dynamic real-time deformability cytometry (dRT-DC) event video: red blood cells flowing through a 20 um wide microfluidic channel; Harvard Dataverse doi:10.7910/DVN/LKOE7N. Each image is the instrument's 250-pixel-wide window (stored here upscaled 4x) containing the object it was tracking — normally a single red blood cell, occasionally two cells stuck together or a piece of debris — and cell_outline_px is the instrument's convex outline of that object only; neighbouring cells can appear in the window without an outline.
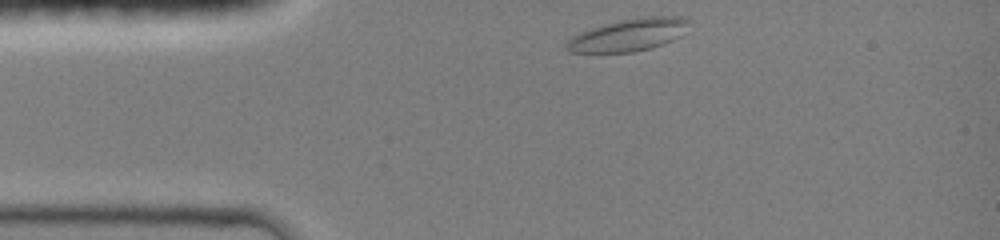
{"species": "common noctule bat (a hibernating species)", "species_latin": "Nyctalus noctula", "temperature_condition": "room temperature", "stored_images_in_passage": 33, "camera_frame_rate_fps": 3000, "um_per_image_px": 0.085, "animal": {"sex": "female", "body_mass_g": 19.0, "forearm_length_mm": 51.5}, "frame": {"image": 1, "passage_image": 1, "time_ms": 0.0, "image_size_px": [1000, 240], "cell_outline_px": [[692, 20], [680, 36], [664, 44], [652, 48], [632, 52], [568, 52], [568, 40], [572, 36], [580, 32], [592, 28], [620, 20], [648, 16], [680, 16]], "centroid_in_image_um": [53.49, 2.96], "position_along_channel_um": 31.5, "area_um2": 22.89}}
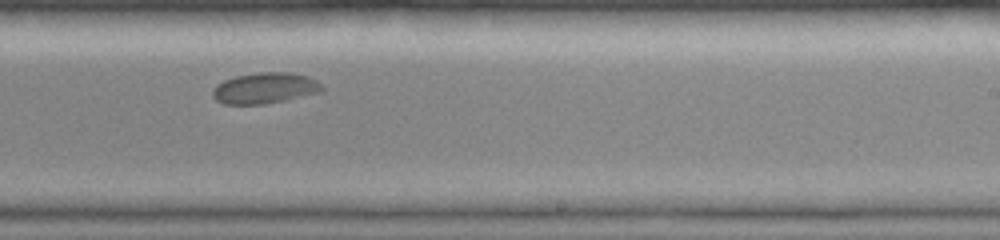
{"frame": {"image": 2, "passage_image": 21, "time_ms": 6.667, "image_size_px": [1000, 240], "cell_outline_px": [[324, 88], [320, 92], [284, 100], [264, 104], [224, 104], [216, 100], [212, 96], [212, 88], [216, 84], [224, 80], [236, 76], [260, 72], [292, 72], [308, 76], [316, 80]], "centroid_in_image_um": [22.49, 7.48], "position_along_channel_um": 266.5, "area_um2": 19.71}}
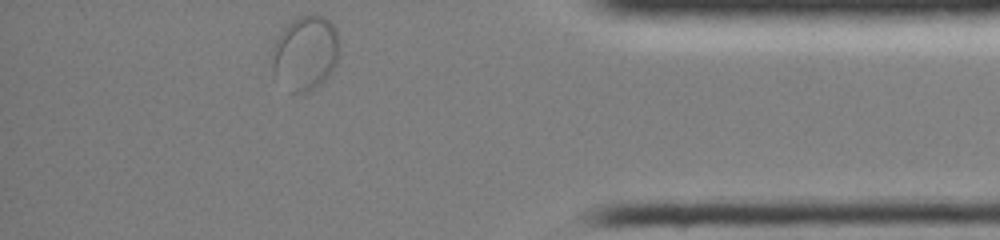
{"frame": {"image": 3, "passage_image": 33, "time_ms": 10.667, "image_size_px": [1000, 240], "cell_outline_px": [[336, 64], [328, 76], [316, 88], [308, 92], [292, 92], [272, 76], [272, 44], [280, 32], [292, 20], [300, 16], [312, 12], [324, 16], [336, 28]], "centroid_in_image_um": [25.89, 4.49], "position_along_channel_um": 409.3, "area_um2": 29.3}, "authors_computed_cell_mechanics": {"area_um2": 19.9988, "velocity_mm_per_s": 4.052, "shape_relaxation_time_tau1_ms": 4.9185, "shape_relaxation_time_tau2_ms": null, "deformation_change_tau1": 0.1034, "deformation_change_tau2": null}}